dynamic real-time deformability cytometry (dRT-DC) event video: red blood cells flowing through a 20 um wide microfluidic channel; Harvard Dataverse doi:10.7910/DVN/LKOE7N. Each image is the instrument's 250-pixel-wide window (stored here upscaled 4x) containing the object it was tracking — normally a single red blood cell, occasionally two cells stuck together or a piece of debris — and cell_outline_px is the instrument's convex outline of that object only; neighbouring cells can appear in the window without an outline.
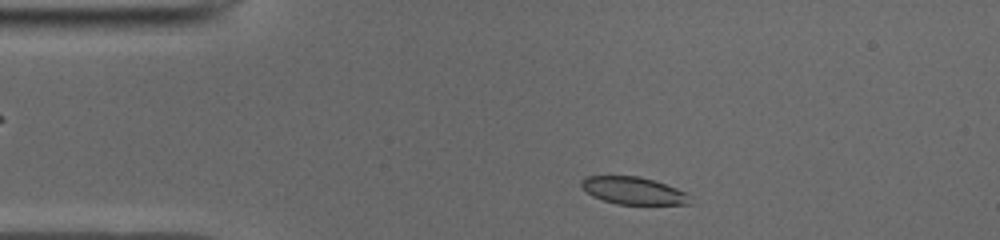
{"species": "common noctule bat (a hibernating species)", "species_latin": "Nyctalus noctula", "temperature_condition": "cold", "stored_images_in_passage": 44, "camera_frame_rate_fps": 3000, "um_per_image_px": 0.085, "animal": {"sex": "male", "body_mass_g": 19.0, "forearm_length_mm": 50.8}, "frame": {"image": 1, "passage_image": 3, "time_ms": 0.667, "image_size_px": [1000, 240], "cell_outline_px": [[692, 204], [616, 204], [592, 196], [580, 184], [580, 180], [584, 176], [636, 176], [652, 180], [676, 188], [684, 192], [688, 196]], "centroid_in_image_um": [53.79, 16.2], "position_along_channel_um": 31.2, "area_um2": 17.05}}
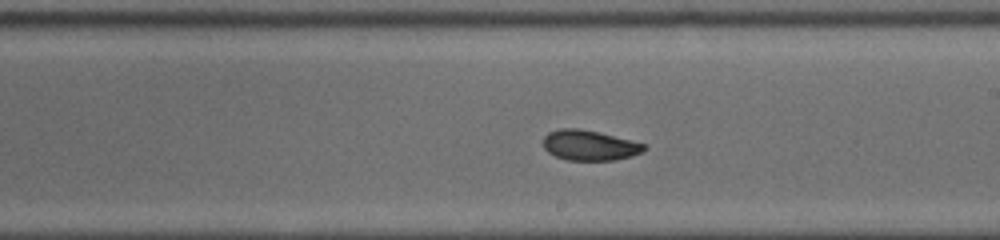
{"frame": {"image": 2, "passage_image": 22, "time_ms": 7.0, "image_size_px": [1000, 240], "cell_outline_px": [[648, 148], [632, 156], [616, 160], [568, 160], [556, 156], [548, 152], [544, 148], [544, 136], [548, 132], [560, 128], [576, 128], [596, 132], [644, 144]], "centroid_in_image_um": [50.07, 12.36], "position_along_channel_um": 238.9, "area_um2": 17.46}}
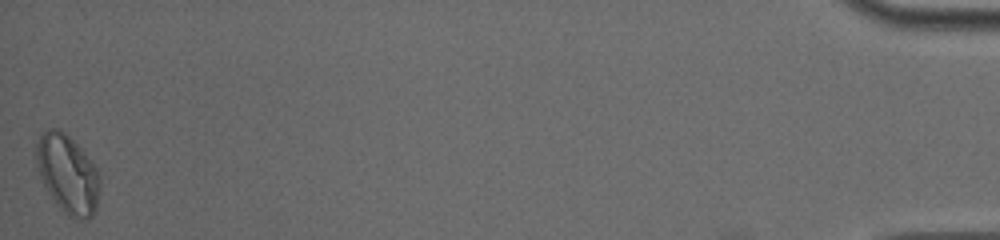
{"frame": {"image": 3, "passage_image": 44, "time_ms": 14.333, "image_size_px": [1000, 240], "cell_outline_px": [[100, 188], [96, 208], [92, 216], [88, 220], [84, 220], [68, 216], [60, 208], [44, 184], [40, 176], [36, 164], [36, 144], [40, 136], [48, 128], [56, 128], [68, 136], [76, 144], [92, 164], [100, 180]], "centroid_in_image_um": [5.74, 14.82], "position_along_channel_um": 429.5, "area_um2": 28.38}, "authors_computed_cell_mechanics": {"area_um2": 18.4382, "velocity_mm_per_s": 3.9358, "shape_relaxation_time_tau1_ms": 11.2177, "shape_relaxation_time_tau2_ms": 5.4168, "deformation_change_tau1": 0.1802, "deformation_change_tau2": 0.0597}}